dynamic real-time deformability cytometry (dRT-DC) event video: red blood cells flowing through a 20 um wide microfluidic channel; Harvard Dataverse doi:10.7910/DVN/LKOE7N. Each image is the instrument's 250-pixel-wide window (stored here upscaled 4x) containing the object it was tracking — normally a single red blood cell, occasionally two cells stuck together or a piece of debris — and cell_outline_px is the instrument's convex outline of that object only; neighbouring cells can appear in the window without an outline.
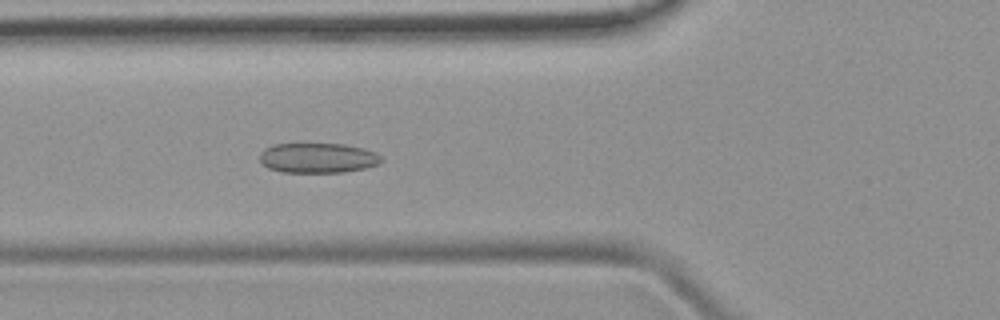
{"species": "common noctule bat (a hibernating species)", "species_latin": "Nyctalus noctula", "temperature_condition": "room temperature", "stored_images_in_passage": 51, "camera_frame_rate_fps": 3000, "um_per_image_px": 0.085, "animal": {"sex": "female", "body_mass_g": 19.9}, "frame": {"image": 1, "passage_image": 19, "time_ms": 6.0, "image_size_px": [1000, 320], "cell_outline_px": [[384, 160], [380, 164], [364, 168], [344, 172], [280, 172], [268, 168], [260, 160], [260, 152], [264, 148], [272, 144], [344, 144], [364, 148], [376, 152]], "centroid_in_image_um": [27.03, 13.42], "position_along_channel_um": 98.8, "area_um2": 21.39}}
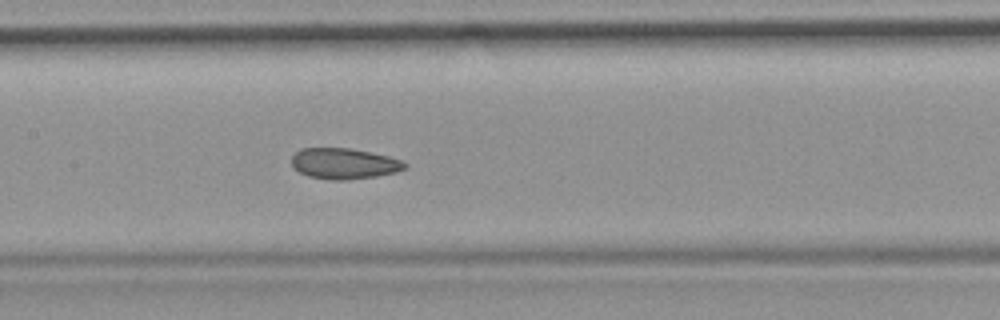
{"frame": {"image": 2, "passage_image": 25, "time_ms": 8.0, "image_size_px": [1000, 320], "cell_outline_px": [[408, 168], [396, 172], [376, 176], [348, 180], [328, 180], [308, 176], [292, 168], [292, 156], [300, 148], [348, 148], [388, 156], [404, 160], [408, 164]], "centroid_in_image_um": [29.26, 13.91], "position_along_channel_um": 178.1, "area_um2": 20.52}}
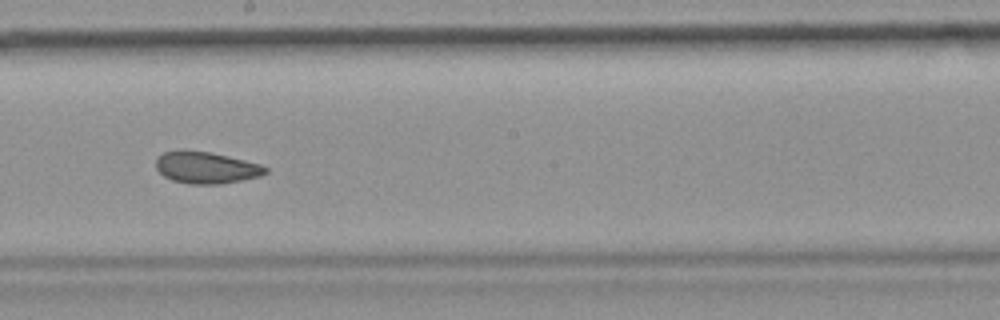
{"frame": {"image": 3, "passage_image": 29, "time_ms": 9.333, "image_size_px": [1000, 320], "cell_outline_px": [[268, 172], [260, 176], [220, 184], [188, 184], [172, 180], [164, 176], [156, 168], [156, 156], [164, 152], [180, 148], [184, 148], [212, 152], [260, 164], [268, 168]], "centroid_in_image_um": [17.47, 14.22], "position_along_channel_um": 230.7, "area_um2": 20.63}, "authors_computed_cell_mechanics": {"area_um2": 21.4438, "velocity_mm_per_s": 3.9539, "shape_relaxation_time_tau1_ms": null, "shape_relaxation_time_tau2_ms": 2.5437, "deformation_change_tau1": null, "deformation_change_tau2": 0.0896}}